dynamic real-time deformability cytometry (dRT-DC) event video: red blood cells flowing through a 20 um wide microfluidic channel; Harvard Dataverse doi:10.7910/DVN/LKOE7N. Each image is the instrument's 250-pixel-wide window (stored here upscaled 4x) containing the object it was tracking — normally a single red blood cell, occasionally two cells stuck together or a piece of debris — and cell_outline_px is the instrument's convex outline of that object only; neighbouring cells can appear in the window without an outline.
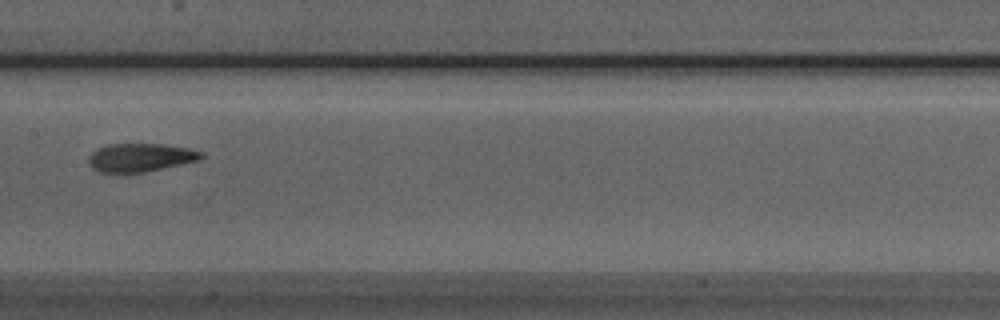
{"species": "Egyptian fruit bat (a non-hibernating species)", "species_latin": "Rousettus aegyptiacus", "temperature_condition": "room temperature", "stored_images_in_passage": 5, "camera_frame_rate_fps": 3000, "um_per_image_px": 0.085, "animal": {"sex": "male"}, "frame": {"image": 1, "passage_image": 4, "time_ms": 3.333, "image_size_px": [1000, 320], "cell_outline_px": [[204, 156], [196, 160], [180, 164], [144, 172], [100, 172], [92, 168], [88, 164], [88, 156], [96, 148], [108, 144], [160, 144], [188, 148], [204, 152]], "centroid_in_image_um": [11.88, 13.38], "position_along_channel_um": 195.5, "area_um2": 18.44}}
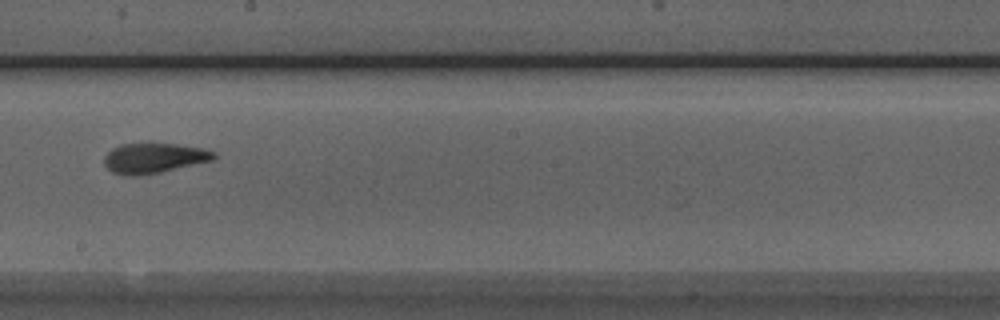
{"frame": {"image": 2, "passage_image": 5, "time_ms": 4.333, "image_size_px": [1000, 320], "cell_outline_px": [[216, 156], [212, 160], [160, 172], [136, 176], [128, 176], [112, 172], [104, 164], [104, 156], [112, 148], [120, 144], [176, 144], [204, 148], [216, 152]], "centroid_in_image_um": [13.07, 13.44], "position_along_channel_um": 235.1, "area_um2": 19.07}}